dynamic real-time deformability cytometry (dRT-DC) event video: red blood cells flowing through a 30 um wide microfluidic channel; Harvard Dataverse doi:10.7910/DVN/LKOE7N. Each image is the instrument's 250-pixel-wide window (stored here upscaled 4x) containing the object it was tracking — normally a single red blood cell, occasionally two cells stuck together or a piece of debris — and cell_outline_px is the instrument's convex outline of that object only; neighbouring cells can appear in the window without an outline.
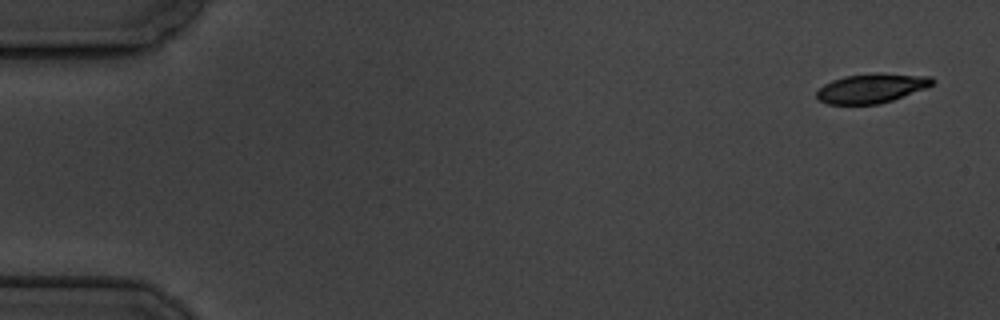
{"species": "common noctule bat (a hibernating species)", "species_latin": "Nyctalus noctula", "temperature_condition": "cold", "stored_images_in_passage": 7, "camera_frame_rate_fps": 3000, "um_per_image_px": 0.085, "animal": {"sex": "male", "body_mass_g": 19.5, "forearm_length_mm": 54.6}, "frame": {"image": 1, "passage_image": 1, "time_ms": 0.0, "image_size_px": [1000, 320], "cell_outline_px": [[936, 80], [932, 84], [924, 88], [892, 100], [876, 104], [828, 104], [820, 100], [816, 96], [816, 92], [824, 84], [832, 80], [844, 76], [880, 72], [932, 76]], "centroid_in_image_um": [74.08, 7.48], "position_along_channel_um": 10.9, "area_um2": 19.77}}
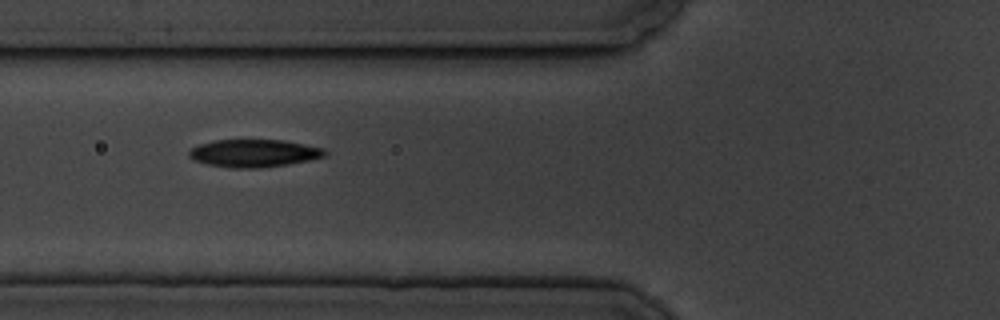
{"frame": {"image": 2, "passage_image": 6, "time_ms": 6.667, "image_size_px": [1000, 320], "cell_outline_px": [[328, 152], [324, 156], [308, 160], [284, 164], [256, 168], [232, 168], [208, 164], [192, 160], [188, 156], [188, 152], [192, 148], [200, 144], [216, 140], [284, 140], [324, 148]], "centroid_in_image_um": [21.56, 13.01], "position_along_channel_um": 104.2, "area_um2": 21.68}}
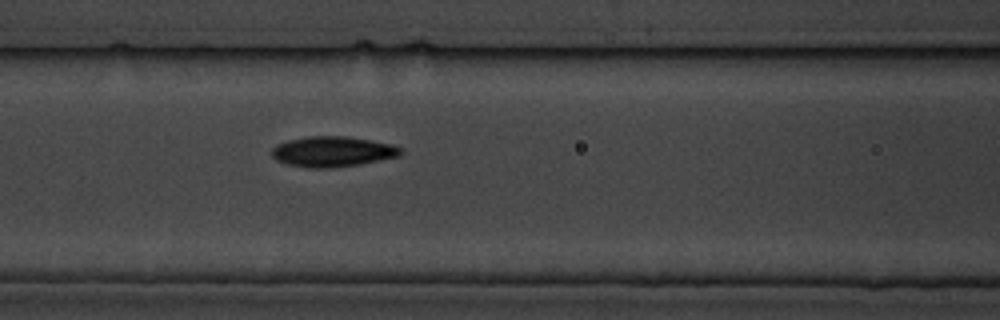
{"frame": {"image": 3, "passage_image": 7, "time_ms": 7.667, "image_size_px": [1000, 320], "cell_outline_px": [[404, 152], [400, 156], [360, 164], [328, 168], [308, 168], [288, 164], [276, 160], [272, 156], [272, 148], [276, 144], [288, 140], [308, 136], [344, 136], [372, 140], [392, 144], [400, 148]], "centroid_in_image_um": [28.27, 12.88], "position_along_channel_um": 138.3, "area_um2": 22.89}}